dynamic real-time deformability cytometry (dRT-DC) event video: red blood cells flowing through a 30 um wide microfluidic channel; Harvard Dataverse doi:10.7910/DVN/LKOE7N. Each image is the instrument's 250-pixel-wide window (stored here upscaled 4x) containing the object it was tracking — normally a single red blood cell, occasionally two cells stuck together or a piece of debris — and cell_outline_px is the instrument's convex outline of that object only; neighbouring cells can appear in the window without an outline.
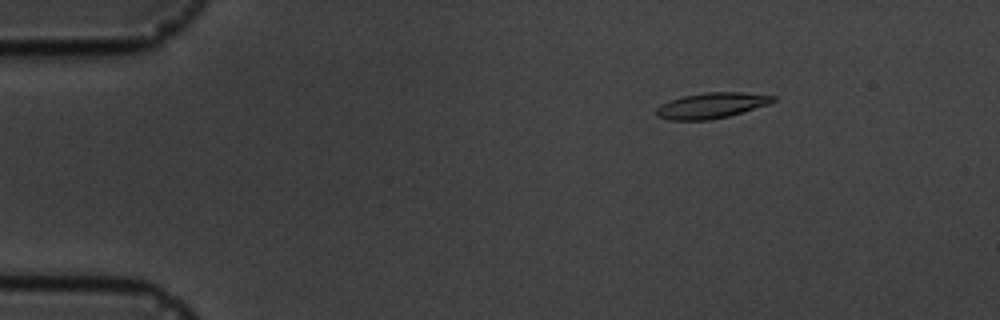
{"species": "common noctule bat (a hibernating species)", "species_latin": "Nyctalus noctula", "temperature_condition": "cold", "stored_images_in_passage": 5, "camera_frame_rate_fps": 3000, "um_per_image_px": 0.085, "animal": {"sex": "male", "body_mass_g": 19.5, "forearm_length_mm": 54.6}, "frame": {"image": 1, "passage_image": 3, "time_ms": 2.0, "image_size_px": [1000, 320], "cell_outline_px": [[776, 100], [768, 104], [728, 116], [712, 120], [668, 120], [656, 116], [656, 108], [660, 104], [668, 100], [684, 96], [704, 92], [740, 92], [776, 96]], "centroid_in_image_um": [60.42, 8.97], "position_along_channel_um": 24.6, "area_um2": 17.46}}
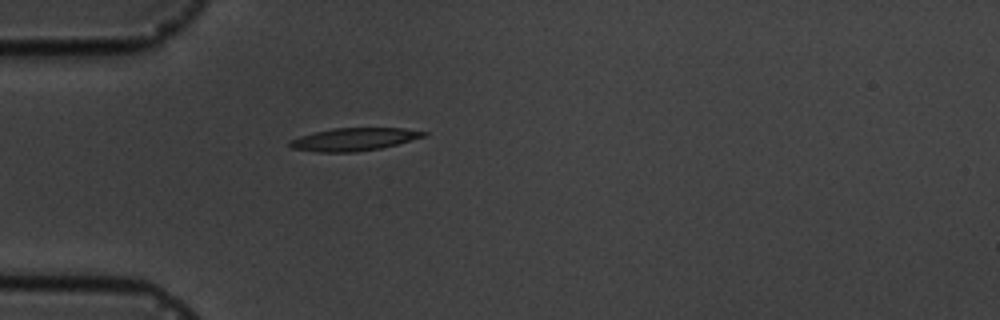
{"frame": {"image": 2, "passage_image": 5, "time_ms": 4.667, "image_size_px": [1000, 320], "cell_outline_px": [[428, 132], [424, 136], [396, 144], [380, 148], [356, 152], [316, 152], [292, 148], [288, 144], [288, 140], [300, 136], [332, 128], [404, 128]], "centroid_in_image_um": [30.04, 11.84], "position_along_channel_um": 55.0, "area_um2": 17.63}}